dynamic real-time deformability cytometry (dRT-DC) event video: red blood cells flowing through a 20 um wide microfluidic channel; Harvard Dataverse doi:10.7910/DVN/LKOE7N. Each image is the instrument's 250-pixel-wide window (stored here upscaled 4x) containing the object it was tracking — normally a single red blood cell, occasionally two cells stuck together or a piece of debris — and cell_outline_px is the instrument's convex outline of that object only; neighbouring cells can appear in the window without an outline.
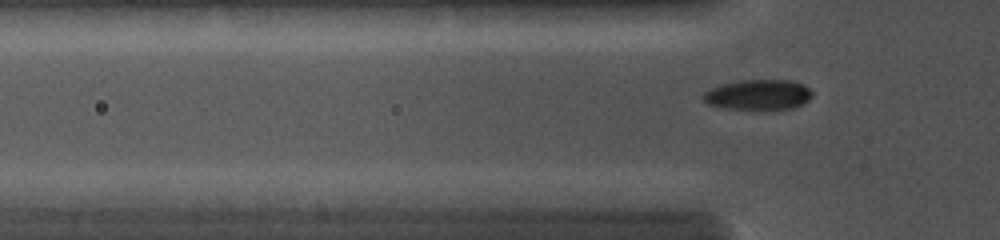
{"species": "common noctule bat (a hibernating species)", "species_latin": "Nyctalus noctula", "temperature_condition": "cold", "stored_images_in_passage": 78, "camera_frame_rate_fps": 5000, "um_per_image_px": 0.085, "animal": {"sex": "female", "body_mass_g": 19.0, "forearm_length_mm": 56.7}, "frame": {"image": 1, "passage_image": 16, "time_ms": 2.0, "image_size_px": [1000, 240], "cell_outline_px": [[812, 96], [804, 104], [792, 108], [728, 108], [708, 104], [700, 96], [704, 92], [720, 84], [740, 80], [792, 80], [804, 84], [812, 92]], "centroid_in_image_um": [64.46, 8.02], "position_along_channel_um": 61.3, "area_um2": 19.02}}
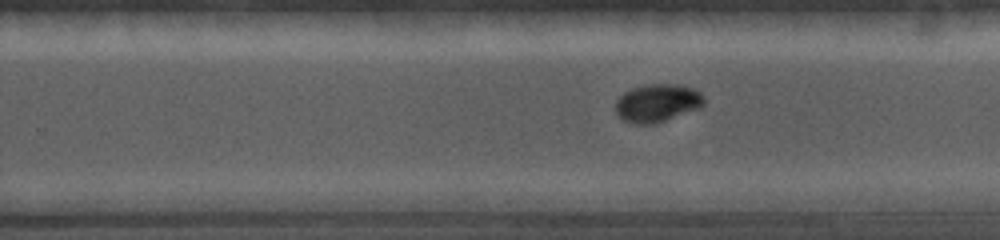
{"frame": {"image": 2, "passage_image": 51, "time_ms": 6.8, "image_size_px": [1000, 240], "cell_outline_px": [[704, 104], [700, 108], [656, 124], [636, 124], [624, 120], [616, 112], [616, 100], [624, 92], [632, 88], [648, 84], [676, 84], [692, 88], [700, 92], [704, 96]], "centroid_in_image_um": [55.89, 8.76], "position_along_channel_um": 273.9, "area_um2": 19.59}}
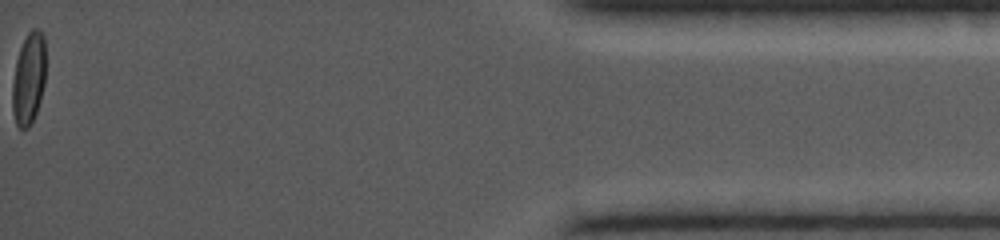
{"frame": {"image": 3, "passage_image": 78, "time_ms": 12.0, "image_size_px": [1000, 240], "cell_outline_px": [[44, 84], [40, 100], [36, 112], [28, 128], [20, 128], [16, 124], [12, 112], [12, 84], [16, 60], [20, 48], [28, 32], [32, 28], [36, 28], [44, 36]], "centroid_in_image_um": [2.41, 6.69], "position_along_channel_um": 432.8, "area_um2": 17.63}}